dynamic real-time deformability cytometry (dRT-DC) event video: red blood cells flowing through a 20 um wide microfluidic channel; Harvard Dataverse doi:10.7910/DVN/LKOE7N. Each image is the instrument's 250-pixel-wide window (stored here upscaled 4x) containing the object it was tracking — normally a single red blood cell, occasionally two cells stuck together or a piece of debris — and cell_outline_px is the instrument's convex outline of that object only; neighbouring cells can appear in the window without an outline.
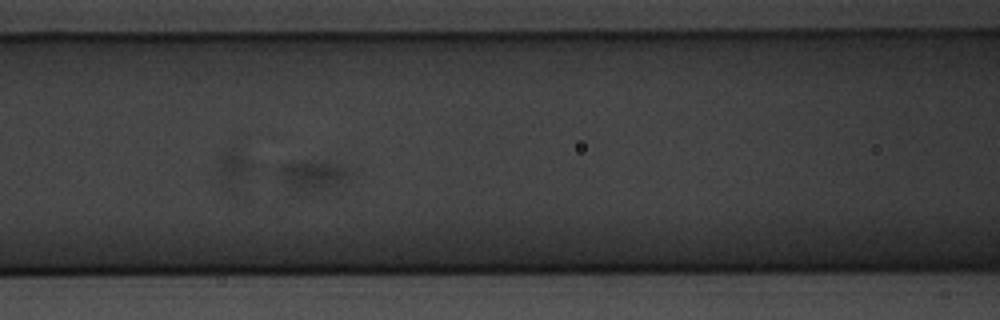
{"species": "common noctule bat (a hibernating species)", "species_latin": "Nyctalus noctula", "temperature_condition": "warm", "stored_images_in_passage": 52, "segment_of_instrument_passage": [2, 2], "camera_frame_rate_fps": 3000, "um_per_image_px": 0.085, "animal": {"sex": "male", "body_mass_g": 20.1, "forearm_length_mm": 53.5}, "frame": {"image": 1, "passage_image": 22, "time_ms": 7.0, "image_size_px": [1000, 320], "cell_outline_px": [[352, 172], [348, 176], [340, 180], [308, 192], [296, 192], [284, 180], [280, 172], [280, 168], [284, 164], [336, 164], [348, 168]], "centroid_in_image_um": [26.56, 14.93], "position_along_channel_um": 140.0, "area_um2": 10.46}}
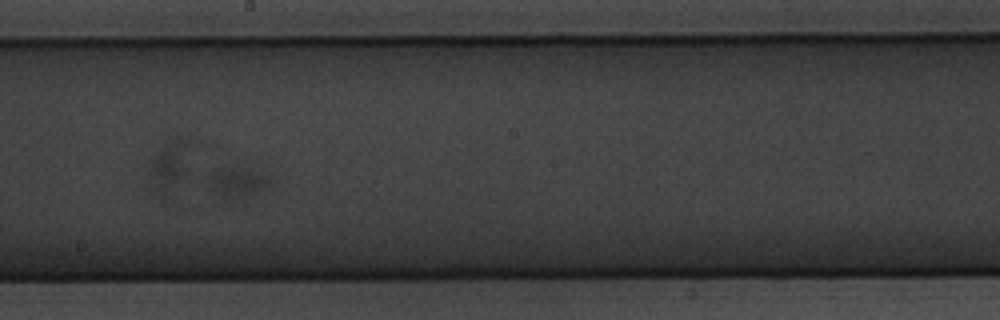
{"frame": {"image": 2, "passage_image": 29, "time_ms": 9.333, "image_size_px": [1000, 320], "cell_outline_px": [[272, 180], [264, 188], [244, 204], [228, 200], [212, 188], [204, 172], [216, 168], [244, 164], [268, 176]], "centroid_in_image_um": [20.18, 15.49], "position_along_channel_um": 228.0, "area_um2": 12.2}}